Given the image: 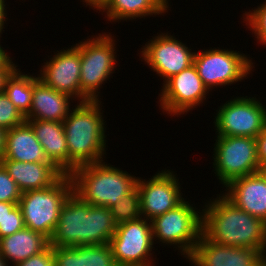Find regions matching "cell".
Masks as SVG:
<instances>
[{"instance_id": "8992f818", "label": "cell", "mask_w": 266, "mask_h": 266, "mask_svg": "<svg viewBox=\"0 0 266 266\" xmlns=\"http://www.w3.org/2000/svg\"><path fill=\"white\" fill-rule=\"evenodd\" d=\"M72 192L73 182L70 174H64L50 187L23 192L18 206L25 227L43 234L50 240L61 207Z\"/></svg>"}, {"instance_id": "f546056e", "label": "cell", "mask_w": 266, "mask_h": 266, "mask_svg": "<svg viewBox=\"0 0 266 266\" xmlns=\"http://www.w3.org/2000/svg\"><path fill=\"white\" fill-rule=\"evenodd\" d=\"M54 266H81V246L53 247Z\"/></svg>"}, {"instance_id": "4fadbf2b", "label": "cell", "mask_w": 266, "mask_h": 266, "mask_svg": "<svg viewBox=\"0 0 266 266\" xmlns=\"http://www.w3.org/2000/svg\"><path fill=\"white\" fill-rule=\"evenodd\" d=\"M162 85L158 103L163 114L165 112L169 116L186 115L190 110L200 107L209 94L194 64L173 75Z\"/></svg>"}, {"instance_id": "277c9868", "label": "cell", "mask_w": 266, "mask_h": 266, "mask_svg": "<svg viewBox=\"0 0 266 266\" xmlns=\"http://www.w3.org/2000/svg\"><path fill=\"white\" fill-rule=\"evenodd\" d=\"M104 160L78 166L71 174L73 192L94 206L110 208L136 186L138 177Z\"/></svg>"}, {"instance_id": "484cf974", "label": "cell", "mask_w": 266, "mask_h": 266, "mask_svg": "<svg viewBox=\"0 0 266 266\" xmlns=\"http://www.w3.org/2000/svg\"><path fill=\"white\" fill-rule=\"evenodd\" d=\"M81 266H117L109 244L81 246Z\"/></svg>"}, {"instance_id": "d4e9b609", "label": "cell", "mask_w": 266, "mask_h": 266, "mask_svg": "<svg viewBox=\"0 0 266 266\" xmlns=\"http://www.w3.org/2000/svg\"><path fill=\"white\" fill-rule=\"evenodd\" d=\"M110 212L117 224L140 219V194L137 186L111 206Z\"/></svg>"}, {"instance_id": "5b68a950", "label": "cell", "mask_w": 266, "mask_h": 266, "mask_svg": "<svg viewBox=\"0 0 266 266\" xmlns=\"http://www.w3.org/2000/svg\"><path fill=\"white\" fill-rule=\"evenodd\" d=\"M113 37L104 32L76 43L81 56V102L99 101L102 84L115 73L117 41Z\"/></svg>"}, {"instance_id": "ab89813d", "label": "cell", "mask_w": 266, "mask_h": 266, "mask_svg": "<svg viewBox=\"0 0 266 266\" xmlns=\"http://www.w3.org/2000/svg\"><path fill=\"white\" fill-rule=\"evenodd\" d=\"M9 264L0 256V266H8Z\"/></svg>"}, {"instance_id": "603a6c76", "label": "cell", "mask_w": 266, "mask_h": 266, "mask_svg": "<svg viewBox=\"0 0 266 266\" xmlns=\"http://www.w3.org/2000/svg\"><path fill=\"white\" fill-rule=\"evenodd\" d=\"M170 0H112L101 12L110 22L129 21L163 15L170 10Z\"/></svg>"}, {"instance_id": "7402d4cb", "label": "cell", "mask_w": 266, "mask_h": 266, "mask_svg": "<svg viewBox=\"0 0 266 266\" xmlns=\"http://www.w3.org/2000/svg\"><path fill=\"white\" fill-rule=\"evenodd\" d=\"M50 245L43 234L24 228L0 239V256L11 266L39 254Z\"/></svg>"}, {"instance_id": "1f68e13d", "label": "cell", "mask_w": 266, "mask_h": 266, "mask_svg": "<svg viewBox=\"0 0 266 266\" xmlns=\"http://www.w3.org/2000/svg\"><path fill=\"white\" fill-rule=\"evenodd\" d=\"M14 266H54L53 247L49 245L44 251L21 261Z\"/></svg>"}, {"instance_id": "9c48e42d", "label": "cell", "mask_w": 266, "mask_h": 266, "mask_svg": "<svg viewBox=\"0 0 266 266\" xmlns=\"http://www.w3.org/2000/svg\"><path fill=\"white\" fill-rule=\"evenodd\" d=\"M213 149L214 173L223 188L232 180L261 171L256 138L216 136Z\"/></svg>"}, {"instance_id": "5bb4252c", "label": "cell", "mask_w": 266, "mask_h": 266, "mask_svg": "<svg viewBox=\"0 0 266 266\" xmlns=\"http://www.w3.org/2000/svg\"><path fill=\"white\" fill-rule=\"evenodd\" d=\"M172 170H162L149 180L138 177L141 217L149 221L163 215L181 204L185 198L181 192L179 178Z\"/></svg>"}, {"instance_id": "7a4b0ae2", "label": "cell", "mask_w": 266, "mask_h": 266, "mask_svg": "<svg viewBox=\"0 0 266 266\" xmlns=\"http://www.w3.org/2000/svg\"><path fill=\"white\" fill-rule=\"evenodd\" d=\"M219 195V196H218ZM202 233L218 244L254 248L266 255V223L236 207L222 193L205 202Z\"/></svg>"}, {"instance_id": "e575fe53", "label": "cell", "mask_w": 266, "mask_h": 266, "mask_svg": "<svg viewBox=\"0 0 266 266\" xmlns=\"http://www.w3.org/2000/svg\"><path fill=\"white\" fill-rule=\"evenodd\" d=\"M86 7L89 5V8L101 12L112 0H82ZM91 6V7H90Z\"/></svg>"}, {"instance_id": "30bf717a", "label": "cell", "mask_w": 266, "mask_h": 266, "mask_svg": "<svg viewBox=\"0 0 266 266\" xmlns=\"http://www.w3.org/2000/svg\"><path fill=\"white\" fill-rule=\"evenodd\" d=\"M256 97H234L220 105L214 116L217 136L256 138L266 128V107Z\"/></svg>"}, {"instance_id": "836d02e7", "label": "cell", "mask_w": 266, "mask_h": 266, "mask_svg": "<svg viewBox=\"0 0 266 266\" xmlns=\"http://www.w3.org/2000/svg\"><path fill=\"white\" fill-rule=\"evenodd\" d=\"M1 38V37H0ZM12 58L8 55L7 50L0 45V68H16L18 65L13 63Z\"/></svg>"}, {"instance_id": "ba28073f", "label": "cell", "mask_w": 266, "mask_h": 266, "mask_svg": "<svg viewBox=\"0 0 266 266\" xmlns=\"http://www.w3.org/2000/svg\"><path fill=\"white\" fill-rule=\"evenodd\" d=\"M203 50L195 51L193 64L209 91L241 82L254 71V62L242 52L219 47Z\"/></svg>"}, {"instance_id": "6da1fadb", "label": "cell", "mask_w": 266, "mask_h": 266, "mask_svg": "<svg viewBox=\"0 0 266 266\" xmlns=\"http://www.w3.org/2000/svg\"><path fill=\"white\" fill-rule=\"evenodd\" d=\"M117 223L110 208L90 205L72 192L61 207L52 247L109 244Z\"/></svg>"}, {"instance_id": "4dcf8cb0", "label": "cell", "mask_w": 266, "mask_h": 266, "mask_svg": "<svg viewBox=\"0 0 266 266\" xmlns=\"http://www.w3.org/2000/svg\"><path fill=\"white\" fill-rule=\"evenodd\" d=\"M25 228L20 207L17 205L0 223V239Z\"/></svg>"}, {"instance_id": "83f0119b", "label": "cell", "mask_w": 266, "mask_h": 266, "mask_svg": "<svg viewBox=\"0 0 266 266\" xmlns=\"http://www.w3.org/2000/svg\"><path fill=\"white\" fill-rule=\"evenodd\" d=\"M25 121L23 114L14 106L4 92L0 93V127L11 129Z\"/></svg>"}, {"instance_id": "7c38bea8", "label": "cell", "mask_w": 266, "mask_h": 266, "mask_svg": "<svg viewBox=\"0 0 266 266\" xmlns=\"http://www.w3.org/2000/svg\"><path fill=\"white\" fill-rule=\"evenodd\" d=\"M174 35L167 32L152 36L150 41L142 46L139 56L156 75L163 78V84L173 75L179 74L194 63L196 50L190 49Z\"/></svg>"}, {"instance_id": "74e56055", "label": "cell", "mask_w": 266, "mask_h": 266, "mask_svg": "<svg viewBox=\"0 0 266 266\" xmlns=\"http://www.w3.org/2000/svg\"><path fill=\"white\" fill-rule=\"evenodd\" d=\"M6 6H0V37H1V34L3 33V30L5 27V23L6 21L8 20L7 17V10H6Z\"/></svg>"}, {"instance_id": "8d00e7d4", "label": "cell", "mask_w": 266, "mask_h": 266, "mask_svg": "<svg viewBox=\"0 0 266 266\" xmlns=\"http://www.w3.org/2000/svg\"><path fill=\"white\" fill-rule=\"evenodd\" d=\"M15 68H0V93L3 92L7 77Z\"/></svg>"}, {"instance_id": "cb8c5ba5", "label": "cell", "mask_w": 266, "mask_h": 266, "mask_svg": "<svg viewBox=\"0 0 266 266\" xmlns=\"http://www.w3.org/2000/svg\"><path fill=\"white\" fill-rule=\"evenodd\" d=\"M15 68L7 77L3 92L25 117L32 104L33 75Z\"/></svg>"}, {"instance_id": "2e32d148", "label": "cell", "mask_w": 266, "mask_h": 266, "mask_svg": "<svg viewBox=\"0 0 266 266\" xmlns=\"http://www.w3.org/2000/svg\"><path fill=\"white\" fill-rule=\"evenodd\" d=\"M194 266H266V255L254 248L210 241L203 233L187 258Z\"/></svg>"}, {"instance_id": "e0dca14e", "label": "cell", "mask_w": 266, "mask_h": 266, "mask_svg": "<svg viewBox=\"0 0 266 266\" xmlns=\"http://www.w3.org/2000/svg\"><path fill=\"white\" fill-rule=\"evenodd\" d=\"M224 191L236 207L266 223V176L261 171L232 180Z\"/></svg>"}, {"instance_id": "52a82bcc", "label": "cell", "mask_w": 266, "mask_h": 266, "mask_svg": "<svg viewBox=\"0 0 266 266\" xmlns=\"http://www.w3.org/2000/svg\"><path fill=\"white\" fill-rule=\"evenodd\" d=\"M196 209L184 200L174 209L155 217L151 220L153 241L173 245L187 259L202 235L203 211Z\"/></svg>"}, {"instance_id": "d6a6232c", "label": "cell", "mask_w": 266, "mask_h": 266, "mask_svg": "<svg viewBox=\"0 0 266 266\" xmlns=\"http://www.w3.org/2000/svg\"><path fill=\"white\" fill-rule=\"evenodd\" d=\"M256 149L259 165L262 170L266 169V128L256 137Z\"/></svg>"}, {"instance_id": "f1b7e54d", "label": "cell", "mask_w": 266, "mask_h": 266, "mask_svg": "<svg viewBox=\"0 0 266 266\" xmlns=\"http://www.w3.org/2000/svg\"><path fill=\"white\" fill-rule=\"evenodd\" d=\"M22 192L0 163V201L18 204Z\"/></svg>"}, {"instance_id": "8fae6325", "label": "cell", "mask_w": 266, "mask_h": 266, "mask_svg": "<svg viewBox=\"0 0 266 266\" xmlns=\"http://www.w3.org/2000/svg\"><path fill=\"white\" fill-rule=\"evenodd\" d=\"M154 243L151 221L141 217L117 224L109 245L117 266H155Z\"/></svg>"}, {"instance_id": "ac0fdd59", "label": "cell", "mask_w": 266, "mask_h": 266, "mask_svg": "<svg viewBox=\"0 0 266 266\" xmlns=\"http://www.w3.org/2000/svg\"><path fill=\"white\" fill-rule=\"evenodd\" d=\"M0 163L22 193L50 187L65 174L52 162L0 160Z\"/></svg>"}, {"instance_id": "44dd1931", "label": "cell", "mask_w": 266, "mask_h": 266, "mask_svg": "<svg viewBox=\"0 0 266 266\" xmlns=\"http://www.w3.org/2000/svg\"><path fill=\"white\" fill-rule=\"evenodd\" d=\"M27 121L43 147L46 157L69 174V151L63 122L29 119Z\"/></svg>"}, {"instance_id": "b9f144b4", "label": "cell", "mask_w": 266, "mask_h": 266, "mask_svg": "<svg viewBox=\"0 0 266 266\" xmlns=\"http://www.w3.org/2000/svg\"><path fill=\"white\" fill-rule=\"evenodd\" d=\"M266 176V169L261 171Z\"/></svg>"}, {"instance_id": "ffe728a7", "label": "cell", "mask_w": 266, "mask_h": 266, "mask_svg": "<svg viewBox=\"0 0 266 266\" xmlns=\"http://www.w3.org/2000/svg\"><path fill=\"white\" fill-rule=\"evenodd\" d=\"M1 160L50 162L27 121L5 130L4 155Z\"/></svg>"}, {"instance_id": "f35d334b", "label": "cell", "mask_w": 266, "mask_h": 266, "mask_svg": "<svg viewBox=\"0 0 266 266\" xmlns=\"http://www.w3.org/2000/svg\"><path fill=\"white\" fill-rule=\"evenodd\" d=\"M5 130L0 127V160L4 155Z\"/></svg>"}, {"instance_id": "60d3db41", "label": "cell", "mask_w": 266, "mask_h": 266, "mask_svg": "<svg viewBox=\"0 0 266 266\" xmlns=\"http://www.w3.org/2000/svg\"><path fill=\"white\" fill-rule=\"evenodd\" d=\"M6 0H0V6H6Z\"/></svg>"}, {"instance_id": "9a60e30c", "label": "cell", "mask_w": 266, "mask_h": 266, "mask_svg": "<svg viewBox=\"0 0 266 266\" xmlns=\"http://www.w3.org/2000/svg\"><path fill=\"white\" fill-rule=\"evenodd\" d=\"M49 61L44 62L37 75L45 85L59 93L66 94L75 101L81 102V56L80 49L75 44L66 50H56Z\"/></svg>"}, {"instance_id": "4316f807", "label": "cell", "mask_w": 266, "mask_h": 266, "mask_svg": "<svg viewBox=\"0 0 266 266\" xmlns=\"http://www.w3.org/2000/svg\"><path fill=\"white\" fill-rule=\"evenodd\" d=\"M263 3L252 11L243 13V23L252 31L253 36H256L257 43L266 45V0Z\"/></svg>"}, {"instance_id": "d590c367", "label": "cell", "mask_w": 266, "mask_h": 266, "mask_svg": "<svg viewBox=\"0 0 266 266\" xmlns=\"http://www.w3.org/2000/svg\"><path fill=\"white\" fill-rule=\"evenodd\" d=\"M16 203L2 202L0 201V223L6 218V216L17 206Z\"/></svg>"}, {"instance_id": "d6986e66", "label": "cell", "mask_w": 266, "mask_h": 266, "mask_svg": "<svg viewBox=\"0 0 266 266\" xmlns=\"http://www.w3.org/2000/svg\"><path fill=\"white\" fill-rule=\"evenodd\" d=\"M73 98L45 85L38 76H33V94L30 112L25 120L63 122L70 113Z\"/></svg>"}, {"instance_id": "3957f363", "label": "cell", "mask_w": 266, "mask_h": 266, "mask_svg": "<svg viewBox=\"0 0 266 266\" xmlns=\"http://www.w3.org/2000/svg\"><path fill=\"white\" fill-rule=\"evenodd\" d=\"M101 102H79L63 121L69 151V174L78 166L104 160L107 135Z\"/></svg>"}]
</instances>
